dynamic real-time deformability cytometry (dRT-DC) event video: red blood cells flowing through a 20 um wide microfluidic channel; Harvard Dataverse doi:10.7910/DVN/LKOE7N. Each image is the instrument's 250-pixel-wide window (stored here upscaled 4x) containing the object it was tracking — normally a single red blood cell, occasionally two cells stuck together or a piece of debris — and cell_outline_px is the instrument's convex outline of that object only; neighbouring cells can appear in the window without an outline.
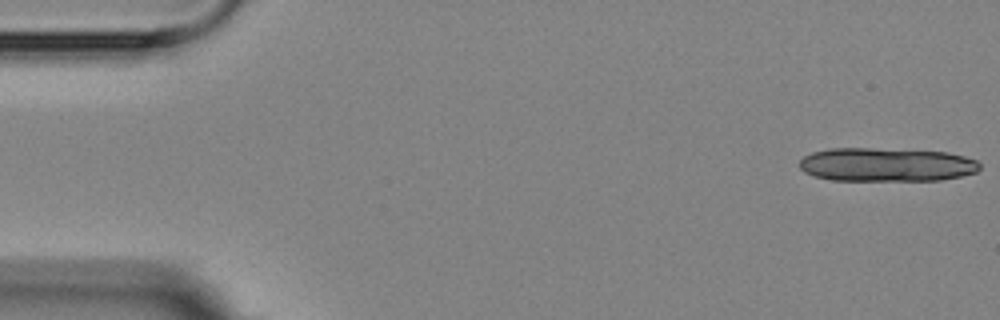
{"species": "Egyptian fruit bat (a non-hibernating species)", "species_latin": "Rousettus aegyptiacus", "temperature_condition": "room temperature", "stored_images_in_passage": 5, "camera_frame_rate_fps": 3000, "um_per_image_px": 0.085, "animal": {"sex": "female"}, "frame": {"image": 1, "passage_image": 1, "time_ms": 0.0, "image_size_px": [1000, 320], "cell_outline_px": [[980, 168], [976, 172], [960, 176], [940, 180], [832, 180], [816, 176], [804, 172], [800, 168], [800, 160], [804, 156], [812, 152], [828, 148], [868, 148], [948, 152], [964, 156], [976, 160], [980, 164]], "centroid_in_image_um": [75.33, 13.99], "position_along_channel_um": 9.7, "area_um2": 35.32}}